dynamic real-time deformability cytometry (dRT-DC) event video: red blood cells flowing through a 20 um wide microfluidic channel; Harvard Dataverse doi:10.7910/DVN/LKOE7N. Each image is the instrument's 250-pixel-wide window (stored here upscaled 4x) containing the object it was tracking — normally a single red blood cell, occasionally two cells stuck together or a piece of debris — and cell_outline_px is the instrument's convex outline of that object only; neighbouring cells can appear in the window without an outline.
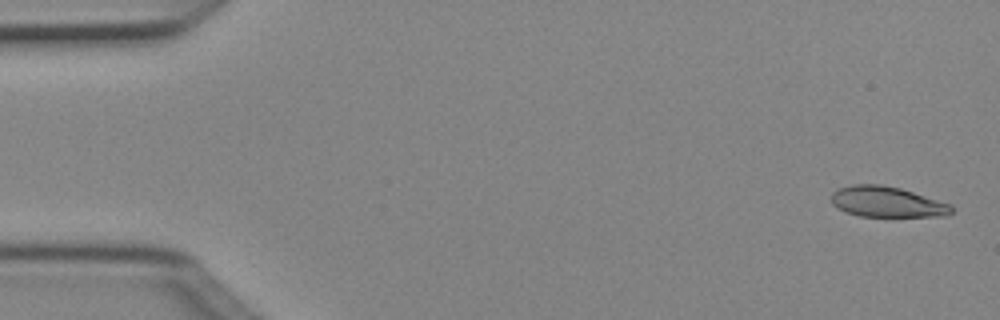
{"species": "Egyptian fruit bat (a non-hibernating species)", "species_latin": "Rousettus aegyptiacus", "temperature_condition": "cold", "stored_images_in_passage": 5, "camera_frame_rate_fps": 3000, "um_per_image_px": 0.085, "animal": {"sex": "female"}, "frame": {"image": 1, "passage_image": 1, "time_ms": 0.0, "image_size_px": [1000, 320], "cell_outline_px": [[952, 212], [948, 216], [860, 216], [844, 212], [832, 204], [832, 192], [836, 188], [852, 184], [880, 184], [900, 188], [952, 204]], "centroid_in_image_um": [75.37, 17.15], "position_along_channel_um": 9.6, "area_um2": 21.56}}
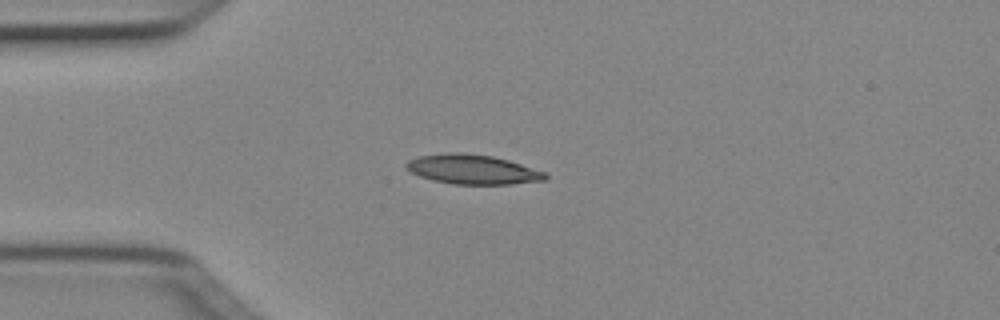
{"frame": {"image": 2, "passage_image": 4, "time_ms": 1.0, "image_size_px": [1000, 320], "cell_outline_px": [[548, 180], [512, 184], [456, 184], [432, 180], [420, 176], [404, 168], [404, 164], [408, 160], [420, 156], [448, 152], [464, 152], [492, 156], [508, 160], [548, 172]], "centroid_in_image_um": [40.2, 14.39], "position_along_channel_um": 44.8, "area_um2": 24.16}}